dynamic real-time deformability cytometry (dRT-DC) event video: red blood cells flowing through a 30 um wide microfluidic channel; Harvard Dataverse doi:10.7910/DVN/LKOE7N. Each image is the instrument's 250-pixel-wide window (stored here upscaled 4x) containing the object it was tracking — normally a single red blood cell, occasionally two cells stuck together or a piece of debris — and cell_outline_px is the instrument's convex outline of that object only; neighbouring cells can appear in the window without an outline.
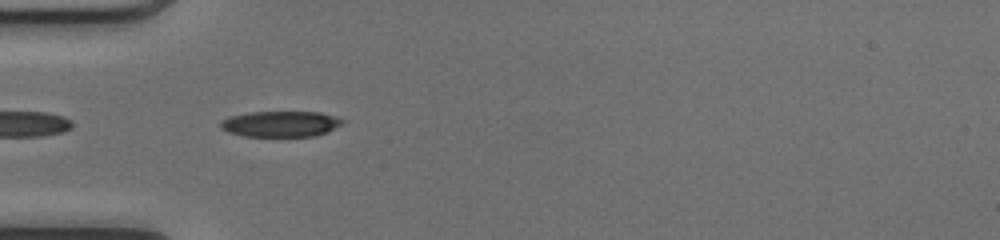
{"species": "common noctule bat (a hibernating species)", "species_latin": "Nyctalus noctula", "temperature_condition": "cold", "stored_images_in_passage": 37, "camera_frame_rate_fps": 3000, "um_per_image_px": 0.085, "animal": {"sex": "female", "body_mass_g": 17.0, "forearm_length_mm": 48.0}, "frame": {"image": 1, "passage_image": 3, "time_ms": 0.667, "image_size_px": [1000, 240], "cell_outline_px": [[344, 120], [340, 124], [324, 132], [312, 136], [244, 136], [228, 132], [220, 128], [220, 120], [228, 116], [248, 112], [320, 112], [336, 116]], "centroid_in_image_um": [23.76, 10.52], "position_along_channel_um": 61.2, "area_um2": 18.21}}
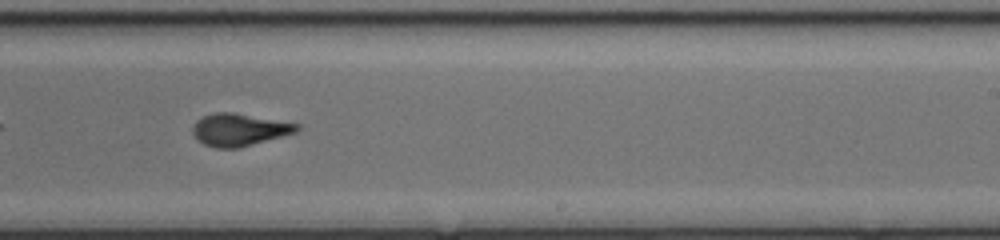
{"frame": {"image": 2, "passage_image": 18, "time_ms": 5.667, "image_size_px": [1000, 240], "cell_outline_px": [[300, 128], [296, 132], [240, 148], [216, 148], [204, 144], [192, 132], [192, 128], [196, 120], [204, 116], [216, 112], [232, 112], [300, 124]], "centroid_in_image_um": [20.34, 11.02], "position_along_channel_um": 268.7, "area_um2": 19.48}}
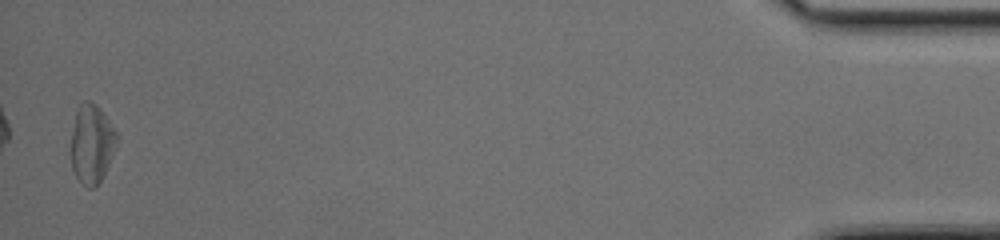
{"frame": {"image": 3, "passage_image": 36, "time_ms": 11.667, "image_size_px": [1000, 240], "cell_outline_px": [[120, 136], [104, 172], [96, 188], [88, 188], [76, 176], [72, 168], [68, 148], [76, 112], [80, 104], [84, 100], [88, 100], [96, 104]], "centroid_in_image_um": [7.76, 12.22], "position_along_channel_um": 427.4, "area_um2": 21.21}, "authors_computed_cell_mechanics": {"area_um2": 20.0566, "velocity_mm_per_s": 4.177, "shape_relaxation_time_tau1_ms": 4.7272, "shape_relaxation_time_tau2_ms": 1.8196, "deformation_change_tau1": 0.15, "deformation_change_tau2": 0.0914}}